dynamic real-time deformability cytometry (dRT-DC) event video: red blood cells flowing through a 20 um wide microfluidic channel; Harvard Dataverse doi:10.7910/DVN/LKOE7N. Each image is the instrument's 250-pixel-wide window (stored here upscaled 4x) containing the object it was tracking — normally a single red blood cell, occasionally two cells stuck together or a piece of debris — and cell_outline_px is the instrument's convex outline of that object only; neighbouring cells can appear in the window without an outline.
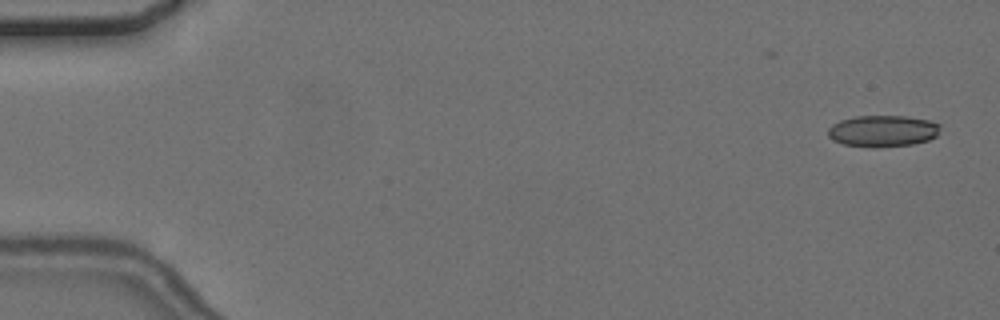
{"species": "common noctule bat (a hibernating species)", "species_latin": "Nyctalus noctula", "temperature_condition": "cold", "stored_images_in_passage": 10, "camera_frame_rate_fps": 3000, "um_per_image_px": 0.085, "animal": {"sex": "female", "body_mass_g": 24.6, "forearm_length_mm": 56.2}, "frame": {"image": 1, "passage_image": 1, "time_ms": 0.0, "image_size_px": [1000, 320], "cell_outline_px": [[940, 128], [936, 136], [928, 140], [912, 144], [872, 148], [844, 144], [832, 140], [828, 136], [828, 128], [832, 124], [840, 120], [856, 116], [908, 116], [928, 120], [940, 124]], "centroid_in_image_um": [75.01, 11.13], "position_along_channel_um": 10.0, "area_um2": 20.69}}
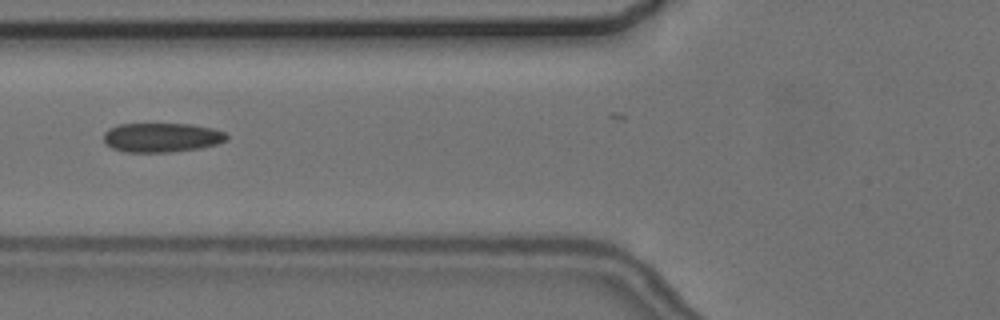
{"frame": {"image": 2, "passage_image": 6, "time_ms": 6.667, "image_size_px": [1000, 320], "cell_outline_px": [[228, 140], [216, 144], [200, 148], [168, 152], [124, 152], [112, 148], [104, 140], [104, 132], [108, 128], [120, 124], [192, 124], [212, 128], [224, 132], [228, 136]], "centroid_in_image_um": [13.75, 11.68], "position_along_channel_um": 112.1, "area_um2": 20.98}}
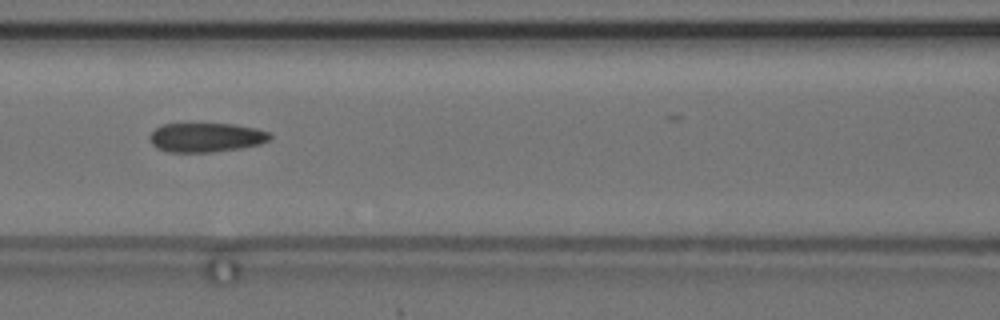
{"frame": {"image": 3, "passage_image": 7, "time_ms": 7.667, "image_size_px": [1000, 320], "cell_outline_px": [[272, 136], [268, 140], [260, 144], [240, 148], [212, 152], [168, 152], [156, 148], [152, 144], [148, 136], [156, 128], [164, 124], [232, 124], [256, 128], [272, 132]], "centroid_in_image_um": [17.52, 11.68], "position_along_channel_um": 149.1, "area_um2": 20.52}}